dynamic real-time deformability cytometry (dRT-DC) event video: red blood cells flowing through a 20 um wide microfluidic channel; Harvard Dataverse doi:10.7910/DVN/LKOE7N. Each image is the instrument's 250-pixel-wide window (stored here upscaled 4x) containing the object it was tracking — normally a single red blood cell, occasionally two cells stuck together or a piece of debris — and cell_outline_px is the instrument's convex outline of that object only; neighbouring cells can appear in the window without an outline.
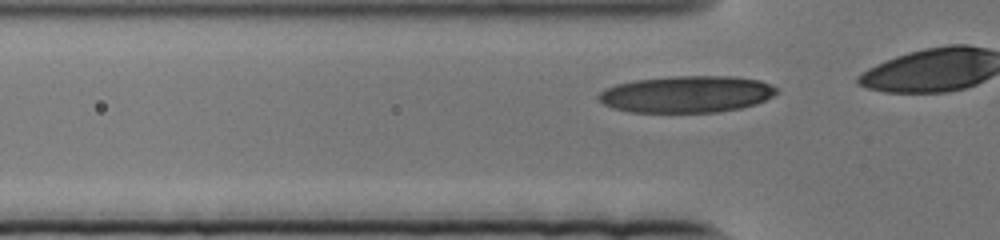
{"species": "human", "species_latin": "Homo sapiens", "temperature_condition": "cold", "stored_images_in_passage": 12, "camera_frame_rate_fps": 3000, "um_per_image_px": 0.085, "donor": {"sex": "female"}, "frame": {"image": 1, "passage_image": 7, "time_ms": 2.0, "image_size_px": [1000, 240], "cell_outline_px": [[780, 92], [756, 104], [740, 108], [716, 112], [628, 112], [612, 108], [604, 104], [596, 96], [604, 88], [616, 84], [636, 80], [676, 76], [732, 76], [760, 80], [780, 88]], "centroid_in_image_um": [58.38, 8.0], "position_along_channel_um": 67.4, "area_um2": 38.32}}